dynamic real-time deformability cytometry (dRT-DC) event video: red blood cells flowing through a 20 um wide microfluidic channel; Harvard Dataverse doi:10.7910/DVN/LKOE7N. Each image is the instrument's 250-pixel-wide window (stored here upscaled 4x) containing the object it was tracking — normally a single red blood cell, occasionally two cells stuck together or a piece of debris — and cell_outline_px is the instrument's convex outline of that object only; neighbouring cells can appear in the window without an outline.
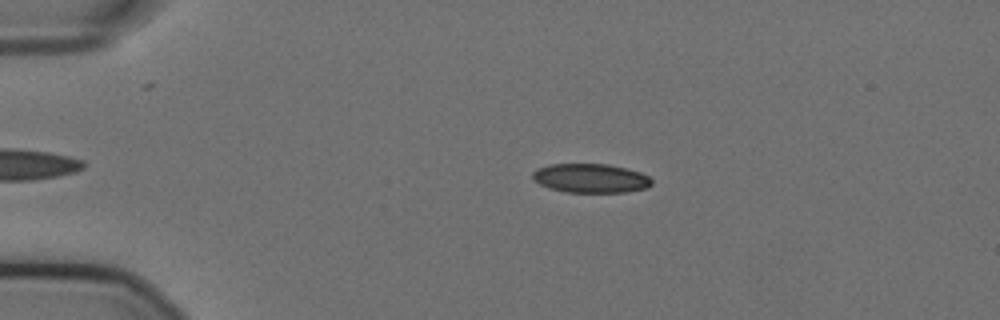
{"species": "Egyptian fruit bat (a non-hibernating species)", "species_latin": "Rousettus aegyptiacus", "temperature_condition": "cold", "stored_images_in_passage": 51, "camera_frame_rate_fps": 3000, "um_per_image_px": 0.085, "animal": {"sex": "female"}, "frame": {"image": 1, "passage_image": 7, "time_ms": 2.0, "image_size_px": [1000, 320], "cell_outline_px": [[652, 184], [648, 188], [624, 192], [564, 192], [548, 188], [532, 180], [532, 172], [536, 168], [548, 164], [608, 164], [640, 172], [648, 176], [652, 180]], "centroid_in_image_um": [50.16, 15.15], "position_along_channel_um": 34.8, "area_um2": 20.35}}
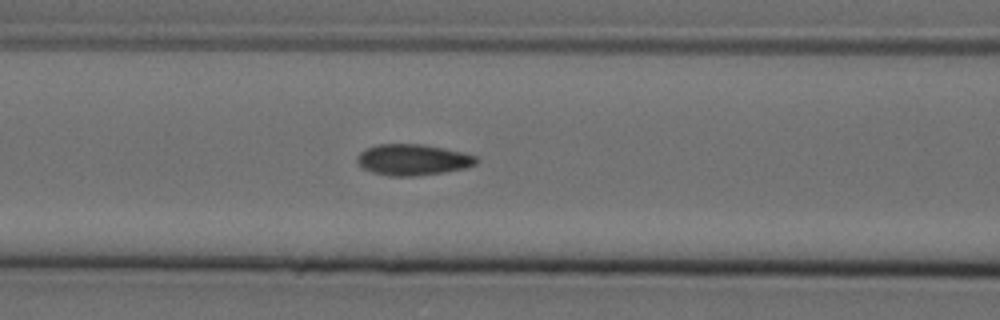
{"frame": {"image": 2, "passage_image": 19, "time_ms": 6.0, "image_size_px": [1000, 320], "cell_outline_px": [[480, 160], [476, 164], [464, 168], [444, 172], [416, 176], [388, 176], [372, 172], [364, 168], [356, 160], [356, 156], [364, 148], [376, 144], [420, 144], [444, 148], [476, 156]], "centroid_in_image_um": [35.06, 13.57], "position_along_channel_um": 131.5, "area_um2": 21.62}}
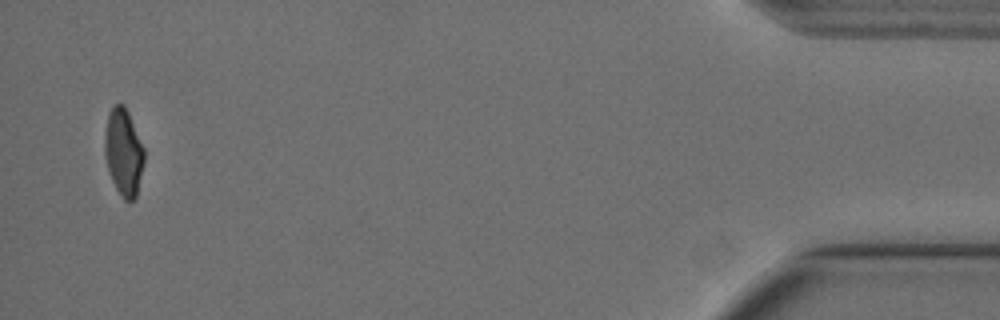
{"frame": {"image": 3, "passage_image": 50, "time_ms": 16.333, "image_size_px": [1000, 320], "cell_outline_px": [[144, 164], [136, 200], [124, 200], [120, 196], [112, 180], [108, 168], [104, 152], [104, 136], [108, 112], [112, 104], [124, 104], [128, 112], [144, 148]], "centroid_in_image_um": [10.5, 12.94], "position_along_channel_um": 424.7, "area_um2": 20.23}, "authors_computed_cell_mechanics": {"area_um2": 21.097, "velocity_mm_per_s": 3.5972, "shape_relaxation_time_tau1_ms": 6.5529, "shape_relaxation_time_tau2_ms": 3.8517, "deformation_change_tau1": 0.1485, "deformation_change_tau2": 0.0633}}